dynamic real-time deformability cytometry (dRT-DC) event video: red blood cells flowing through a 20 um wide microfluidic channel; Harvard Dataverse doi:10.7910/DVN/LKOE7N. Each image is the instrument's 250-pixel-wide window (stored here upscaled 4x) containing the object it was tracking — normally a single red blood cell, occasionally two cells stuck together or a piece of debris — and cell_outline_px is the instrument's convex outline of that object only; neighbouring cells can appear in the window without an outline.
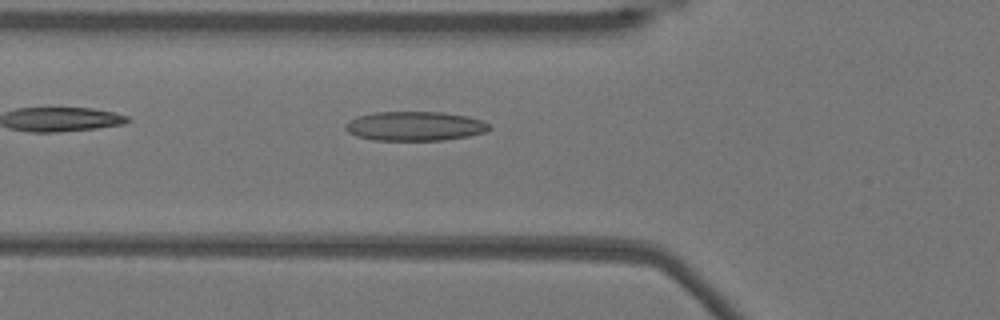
{"species": "Egyptian fruit bat (a non-hibernating species)", "species_latin": "Rousettus aegyptiacus", "temperature_condition": "warm", "stored_images_in_passage": 38, "camera_frame_rate_fps": 3000, "um_per_image_px": 0.085, "animal": {"sex": "female"}, "frame": {"image": 1, "passage_image": 4, "time_ms": 1.0, "image_size_px": [1000, 320], "cell_outline_px": [[492, 128], [484, 132], [468, 136], [444, 140], [372, 140], [356, 136], [348, 132], [344, 128], [344, 124], [360, 116], [372, 112], [440, 112], [468, 116], [480, 120], [488, 124]], "centroid_in_image_um": [35.25, 10.72], "position_along_channel_um": 90.6, "area_um2": 24.45}}
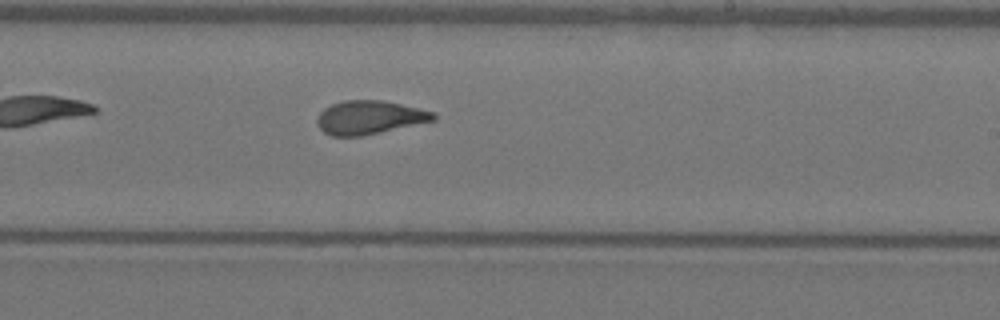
{"frame": {"image": 2, "passage_image": 17, "time_ms": 5.333, "image_size_px": [1000, 320], "cell_outline_px": [[436, 120], [380, 132], [360, 136], [332, 136], [324, 132], [316, 124], [316, 120], [320, 112], [324, 108], [332, 104], [344, 100], [380, 100], [400, 104], [432, 112], [436, 116]], "centroid_in_image_um": [31.35, 9.98], "position_along_channel_um": 257.6, "area_um2": 22.48}}
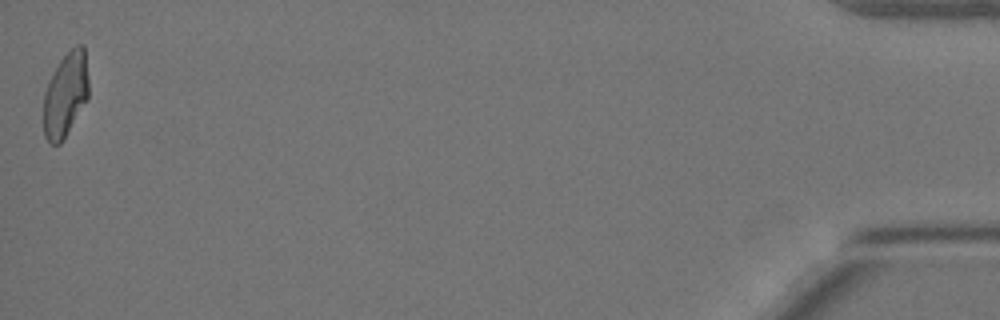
{"frame": {"image": 3, "passage_image": 38, "time_ms": 12.333, "image_size_px": [1000, 320], "cell_outline_px": [[88, 100], [64, 140], [60, 144], [52, 144], [44, 136], [44, 92], [60, 60], [76, 44], [84, 44], [88, 80]], "centroid_in_image_um": [5.59, 8.07], "position_along_channel_um": 429.6, "area_um2": 22.2}, "authors_computed_cell_mechanics": {"area_um2": 22.7732, "velocity_mm_per_s": 3.8489, "shape_relaxation_time_tau1_ms": null, "shape_relaxation_time_tau2_ms": 1.6337, "deformation_change_tau1": null, "deformation_change_tau2": 0.098}}